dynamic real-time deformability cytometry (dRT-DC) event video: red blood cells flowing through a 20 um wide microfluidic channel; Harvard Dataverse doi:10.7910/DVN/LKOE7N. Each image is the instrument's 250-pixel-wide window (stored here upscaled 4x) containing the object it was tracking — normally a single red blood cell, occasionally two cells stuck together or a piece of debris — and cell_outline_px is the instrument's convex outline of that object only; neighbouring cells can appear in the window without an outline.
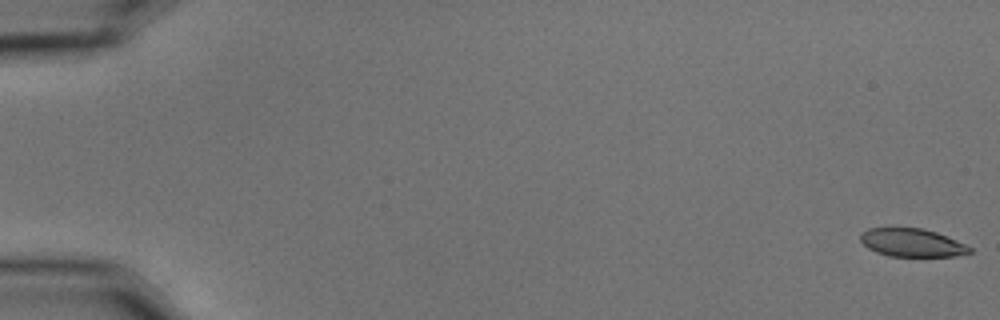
{"species": "common noctule bat (a hibernating species)", "species_latin": "Nyctalus noctula", "temperature_condition": "cold", "stored_images_in_passage": 57, "camera_frame_rate_fps": 3000, "um_per_image_px": 0.085, "animal": {"sex": "male", "body_mass_g": 15.6}, "frame": {"image": 1, "passage_image": 1, "time_ms": 0.0, "image_size_px": [1000, 320], "cell_outline_px": [[972, 252], [956, 256], [888, 256], [876, 252], [868, 248], [860, 240], [860, 232], [868, 228], [924, 228], [936, 232], [956, 240], [972, 248]], "centroid_in_image_um": [77.5, 20.62], "position_along_channel_um": 7.5, "area_um2": 17.92}}
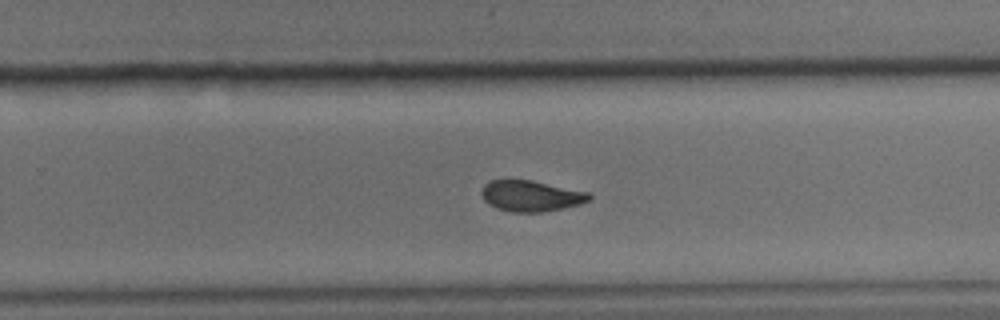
{"frame": {"image": 2, "passage_image": 38, "time_ms": 12.333, "image_size_px": [1000, 320], "cell_outline_px": [[592, 200], [580, 204], [564, 208], [544, 212], [512, 212], [496, 208], [488, 204], [484, 200], [480, 192], [484, 184], [488, 180], [532, 180], [588, 192], [592, 196]], "centroid_in_image_um": [45.13, 16.66], "position_along_channel_um": 284.7, "area_um2": 19.59}}
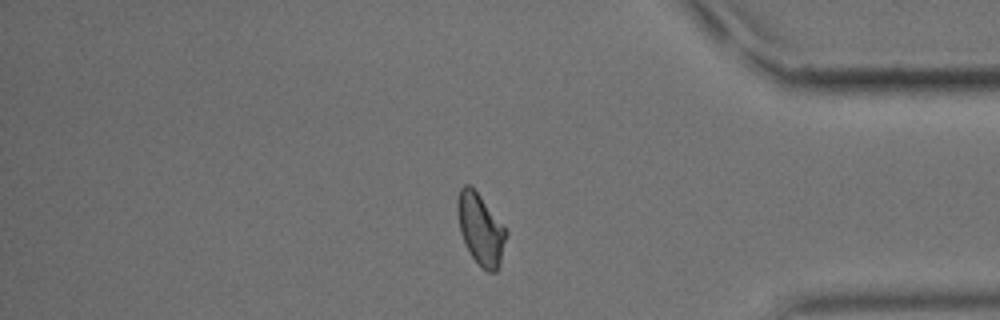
{"frame": {"image": 3, "passage_image": 49, "time_ms": 16.0, "image_size_px": [1000, 320], "cell_outline_px": [[508, 232], [500, 268], [496, 272], [488, 272], [472, 256], [460, 232], [456, 212], [456, 200], [460, 188], [464, 184], [468, 184], [480, 196], [508, 228]], "centroid_in_image_um": [40.88, 19.47], "position_along_channel_um": 394.3, "area_um2": 20.4}, "authors_computed_cell_mechanics": {"area_um2": 20.1144, "velocity_mm_per_s": 3.5558, "shape_relaxation_time_tau1_ms": 5.0062, "shape_relaxation_time_tau2_ms": 2.7943, "deformation_change_tau1": 0.1543, "deformation_change_tau2": 0.0732}}